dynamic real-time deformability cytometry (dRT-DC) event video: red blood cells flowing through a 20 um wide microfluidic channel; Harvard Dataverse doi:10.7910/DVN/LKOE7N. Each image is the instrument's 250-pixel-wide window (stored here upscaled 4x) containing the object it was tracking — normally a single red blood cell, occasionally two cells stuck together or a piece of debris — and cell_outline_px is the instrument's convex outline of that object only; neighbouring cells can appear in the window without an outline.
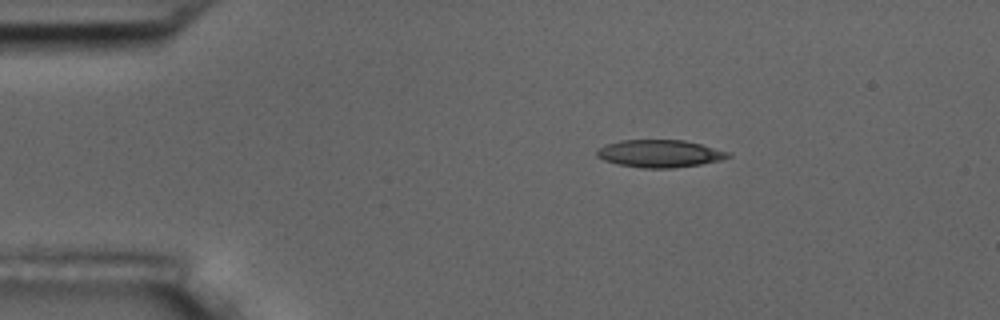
{"species": "common noctule bat (a hibernating species)", "species_latin": "Nyctalus noctula", "temperature_condition": "room temperature", "stored_images_in_passage": 7, "camera_frame_rate_fps": 3000, "um_per_image_px": 0.085, "animal": {"sex": "male", "body_mass_g": 17.5, "forearm_length_mm": 52.3}, "frame": {"image": 1, "passage_image": 2, "time_ms": 0.333, "image_size_px": [1000, 320], "cell_outline_px": [[732, 156], [720, 160], [700, 164], [672, 168], [644, 168], [616, 164], [604, 160], [596, 156], [596, 148], [604, 144], [620, 140], [684, 140], [700, 144], [728, 152]], "centroid_in_image_um": [56.0, 13.05], "position_along_channel_um": 29.0, "area_um2": 21.04}}
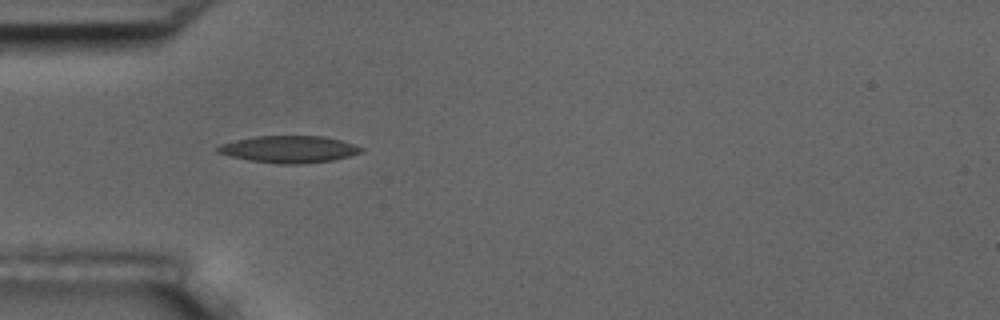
{"frame": {"image": 2, "passage_image": 4, "time_ms": 1.0, "image_size_px": [1000, 320], "cell_outline_px": [[364, 152], [332, 160], [300, 164], [280, 164], [248, 160], [216, 152], [216, 148], [220, 144], [236, 140], [256, 136], [324, 136], [340, 140], [364, 148]], "centroid_in_image_um": [24.57, 12.68], "position_along_channel_um": 60.4, "area_um2": 22.43}}
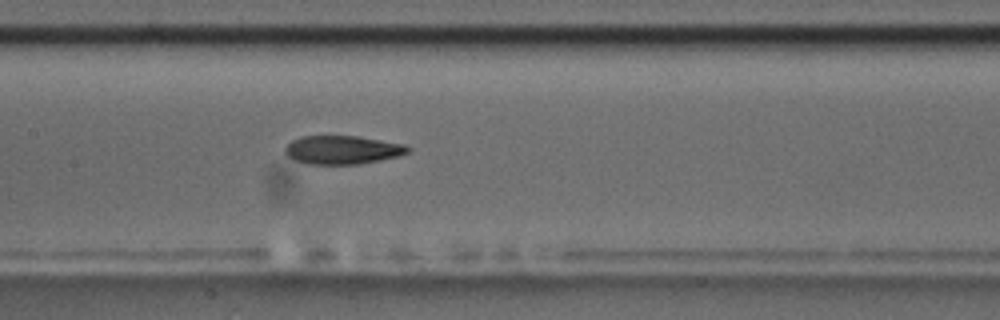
{"frame": {"image": 3, "passage_image": 7, "time_ms": 2.0, "image_size_px": [1000, 320], "cell_outline_px": [[412, 148], [408, 152], [396, 156], [356, 164], [308, 164], [296, 160], [288, 156], [284, 152], [284, 148], [292, 140], [300, 136], [356, 136], [404, 144]], "centroid_in_image_um": [29.06, 12.73], "position_along_channel_um": 178.3, "area_um2": 20.11}}